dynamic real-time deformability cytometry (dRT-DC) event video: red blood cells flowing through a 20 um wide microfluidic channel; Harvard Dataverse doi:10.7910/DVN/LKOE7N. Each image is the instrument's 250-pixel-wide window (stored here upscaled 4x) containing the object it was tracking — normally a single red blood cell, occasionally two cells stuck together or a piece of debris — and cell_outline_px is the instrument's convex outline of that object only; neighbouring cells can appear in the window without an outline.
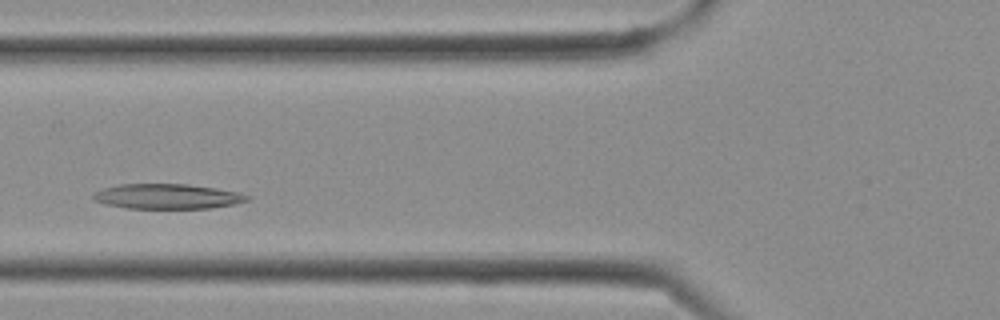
{"species": "Egyptian fruit bat (a non-hibernating species)", "species_latin": "Rousettus aegyptiacus", "temperature_condition": "cold", "stored_images_in_passage": 15, "camera_frame_rate_fps": 3000, "um_per_image_px": 0.085, "frame": {"image": 1, "passage_image": 6, "time_ms": 1.667, "image_size_px": [1000, 320], "cell_outline_px": [[252, 196], [248, 200], [232, 204], [212, 208], [124, 208], [104, 204], [92, 200], [92, 196], [96, 192], [104, 188], [120, 184], [188, 184], [216, 188], [236, 192]], "centroid_in_image_um": [14.19, 16.69], "position_along_channel_um": 111.6, "area_um2": 22.37}}
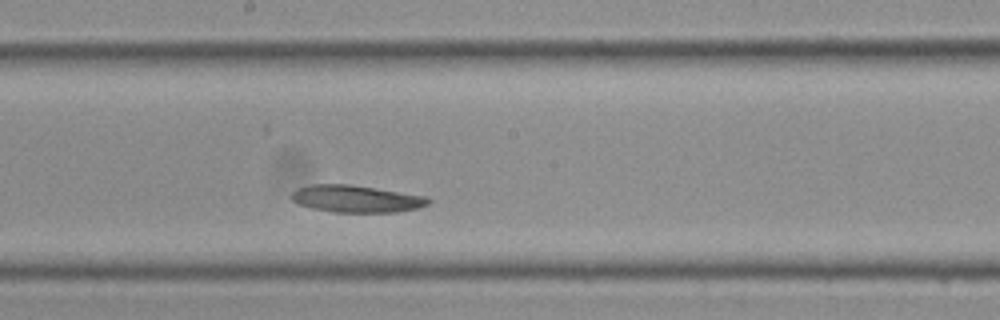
{"frame": {"image": 2, "passage_image": 11, "time_ms": 3.333, "image_size_px": [1000, 320], "cell_outline_px": [[432, 200], [428, 204], [420, 208], [396, 212], [332, 212], [312, 208], [300, 204], [292, 200], [292, 192], [296, 188], [312, 184], [348, 184], [376, 188], [428, 196]], "centroid_in_image_um": [30.32, 16.89], "position_along_channel_um": 217.9, "area_um2": 21.73}}
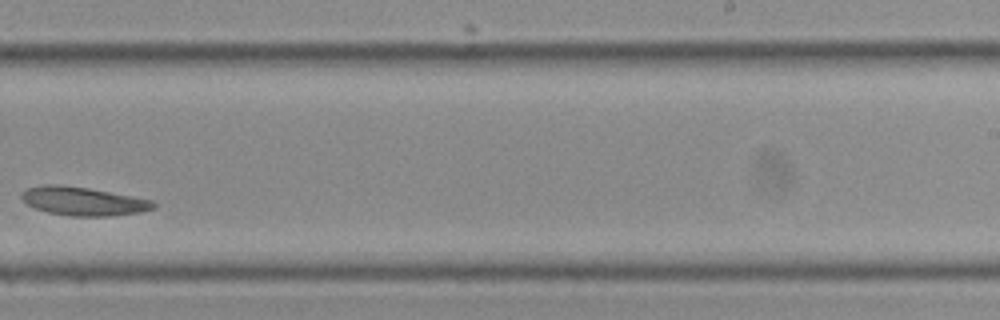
{"frame": {"image": 3, "passage_image": 14, "time_ms": 4.333, "image_size_px": [1000, 320], "cell_outline_px": [[156, 208], [140, 212], [108, 216], [68, 216], [48, 212], [36, 208], [28, 204], [20, 196], [20, 192], [28, 188], [48, 184], [60, 184], [88, 188], [156, 200]], "centroid_in_image_um": [7.12, 17.1], "position_along_channel_um": 281.9, "area_um2": 22.02}}